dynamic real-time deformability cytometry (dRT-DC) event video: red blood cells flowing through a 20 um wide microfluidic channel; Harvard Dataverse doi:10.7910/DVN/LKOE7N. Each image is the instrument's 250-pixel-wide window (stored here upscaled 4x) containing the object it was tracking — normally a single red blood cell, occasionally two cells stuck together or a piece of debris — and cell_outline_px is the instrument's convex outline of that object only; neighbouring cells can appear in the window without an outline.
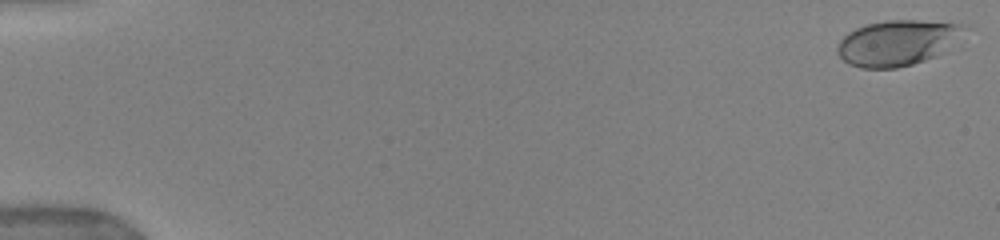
{"species": "human", "species_latin": "Homo sapiens", "temperature_condition": "warm", "stored_images_in_passage": 27, "camera_frame_rate_fps": 3000, "um_per_image_px": 0.085, "donor": {"sex": "female"}, "frame": {"image": 1, "passage_image": 1, "time_ms": 0.0, "image_size_px": [1000, 240], "cell_outline_px": [[960, 24], [936, 56], [912, 64], [896, 68], [860, 68], [848, 64], [836, 52], [836, 48], [840, 40], [848, 32], [864, 24], [884, 20], [916, 20]], "centroid_in_image_um": [75.99, 3.66], "position_along_channel_um": 9.0, "area_um2": 32.02}}
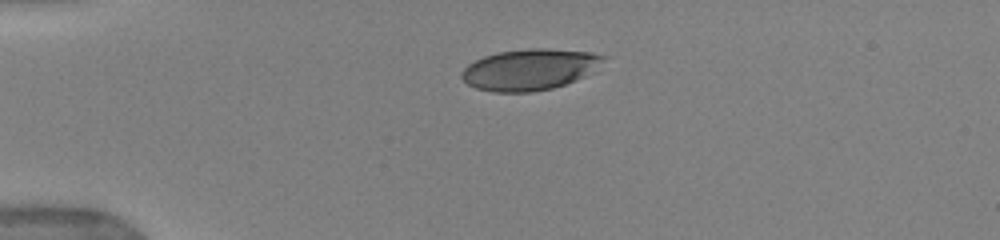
{"frame": {"image": 2, "passage_image": 11, "time_ms": 4.0, "image_size_px": [1000, 240], "cell_outline_px": [[608, 56], [584, 76], [576, 80], [552, 88], [532, 92], [492, 92], [476, 88], [468, 84], [460, 76], [460, 72], [468, 64], [484, 56], [500, 52], [528, 48], [548, 48], [592, 52]], "centroid_in_image_um": [44.99, 5.9], "position_along_channel_um": 40.0, "area_um2": 33.81}}